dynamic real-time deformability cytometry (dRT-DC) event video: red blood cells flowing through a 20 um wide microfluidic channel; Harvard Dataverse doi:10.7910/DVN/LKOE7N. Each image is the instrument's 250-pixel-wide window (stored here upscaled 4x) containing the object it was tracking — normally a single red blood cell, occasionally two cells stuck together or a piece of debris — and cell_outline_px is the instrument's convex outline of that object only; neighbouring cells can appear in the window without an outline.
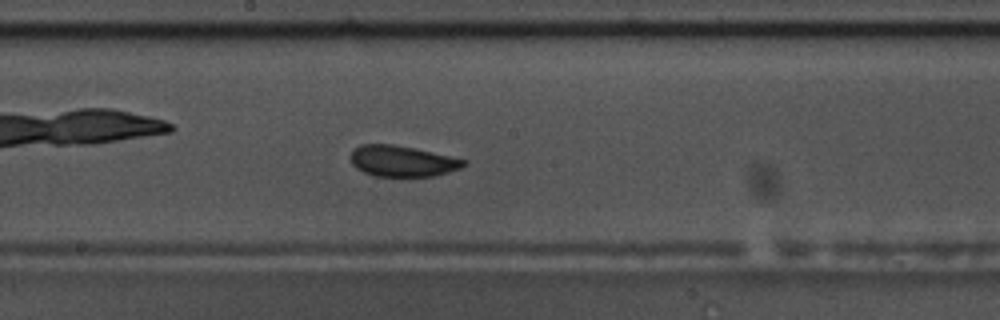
{"species": "common noctule bat (a hibernating species)", "species_latin": "Nyctalus noctula", "temperature_condition": "warm", "stored_images_in_passage": 39, "camera_frame_rate_fps": 3000, "um_per_image_px": 0.085, "animal": {"sex": "male", "body_mass_g": 17.5, "forearm_length_mm": 52.3}, "frame": {"image": 1, "passage_image": 13, "time_ms": 4.0, "image_size_px": [1000, 320], "cell_outline_px": [[468, 164], [460, 168], [436, 176], [372, 176], [356, 168], [352, 164], [352, 148], [360, 144], [392, 144], [432, 152], [468, 160]], "centroid_in_image_um": [34.2, 13.69], "position_along_channel_um": 214.0, "area_um2": 20.4}}
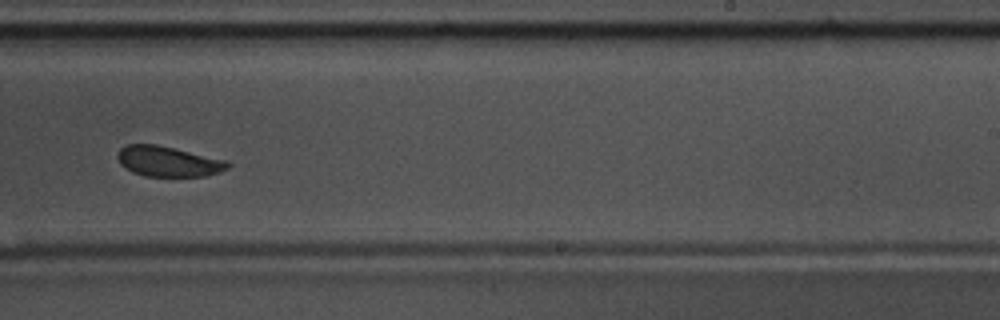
{"frame": {"image": 2, "passage_image": 18, "time_ms": 5.667, "image_size_px": [1000, 320], "cell_outline_px": [[232, 164], [228, 168], [220, 172], [208, 176], [144, 176], [132, 172], [120, 164], [116, 156], [120, 148], [128, 144], [156, 144], [228, 160]], "centroid_in_image_um": [14.32, 13.72], "position_along_channel_um": 274.7, "area_um2": 19.65}, "authors_computed_cell_mechanics": {"area_um2": 20.9236, "velocity_mm_per_s": 3.6451, "shape_relaxation_time_tau1_ms": 2.4846, "shape_relaxation_time_tau2_ms": 2.4855, "deformation_change_tau1": 0.0759, "deformation_change_tau2": 0.0597}}